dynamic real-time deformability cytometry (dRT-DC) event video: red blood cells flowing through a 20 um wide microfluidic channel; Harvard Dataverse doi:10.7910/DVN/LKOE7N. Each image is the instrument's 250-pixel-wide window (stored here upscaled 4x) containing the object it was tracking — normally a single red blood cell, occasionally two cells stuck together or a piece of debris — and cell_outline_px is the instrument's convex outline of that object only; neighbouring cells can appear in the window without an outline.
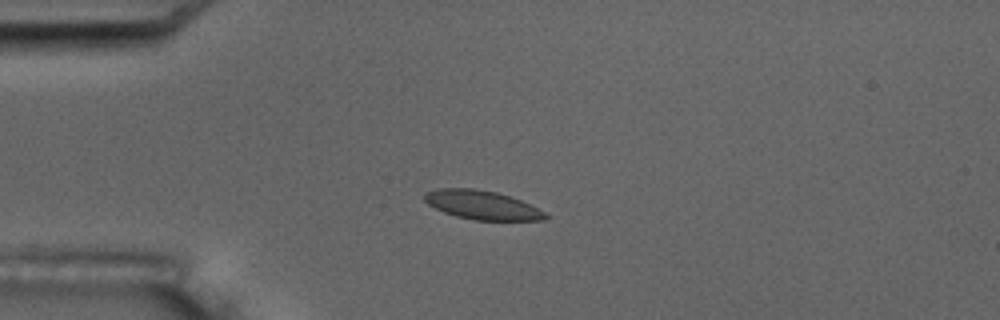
{"species": "common noctule bat (a hibernating species)", "species_latin": "Nyctalus noctula", "temperature_condition": "room temperature", "stored_images_in_passage": 9, "camera_frame_rate_fps": 3000, "um_per_image_px": 0.085, "animal": {"sex": "male", "body_mass_g": 17.5, "forearm_length_mm": 52.3}, "frame": {"image": 1, "passage_image": 4, "time_ms": 3.333, "image_size_px": [1000, 320], "cell_outline_px": [[552, 216], [544, 220], [472, 220], [456, 216], [444, 212], [428, 204], [424, 200], [424, 196], [428, 192], [440, 188], [476, 188], [496, 192], [520, 200]], "centroid_in_image_um": [40.99, 17.43], "position_along_channel_um": 44.0, "area_um2": 20.17}}
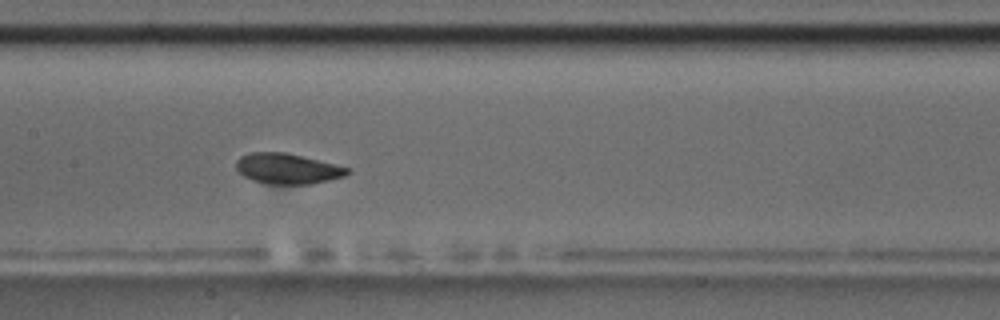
{"frame": {"image": 2, "passage_image": 8, "time_ms": 8.0, "image_size_px": [1000, 320], "cell_outline_px": [[352, 172], [344, 176], [312, 184], [268, 184], [252, 180], [244, 176], [236, 168], [236, 160], [240, 156], [248, 152], [288, 152], [336, 164], [348, 168]], "centroid_in_image_um": [24.43, 14.32], "position_along_channel_um": 183.0, "area_um2": 19.94}}
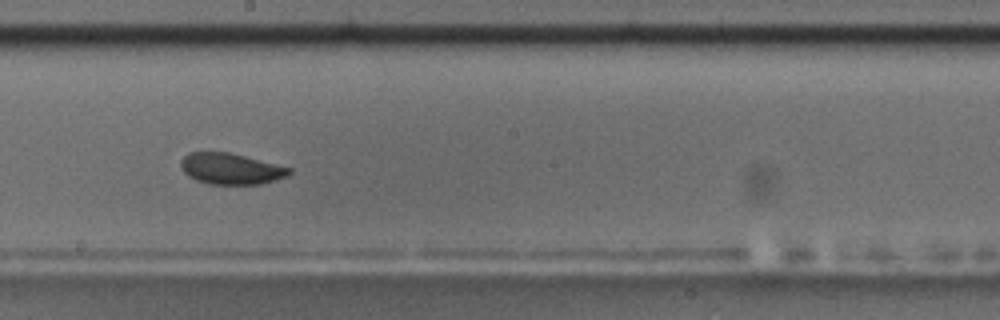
{"frame": {"image": 3, "passage_image": 9, "time_ms": 9.333, "image_size_px": [1000, 320], "cell_outline_px": [[292, 172], [288, 176], [276, 180], [260, 184], [208, 184], [196, 180], [188, 176], [184, 172], [180, 164], [180, 160], [188, 152], [228, 152], [292, 168]], "centroid_in_image_um": [19.62, 14.35], "position_along_channel_um": 228.6, "area_um2": 19.65}}